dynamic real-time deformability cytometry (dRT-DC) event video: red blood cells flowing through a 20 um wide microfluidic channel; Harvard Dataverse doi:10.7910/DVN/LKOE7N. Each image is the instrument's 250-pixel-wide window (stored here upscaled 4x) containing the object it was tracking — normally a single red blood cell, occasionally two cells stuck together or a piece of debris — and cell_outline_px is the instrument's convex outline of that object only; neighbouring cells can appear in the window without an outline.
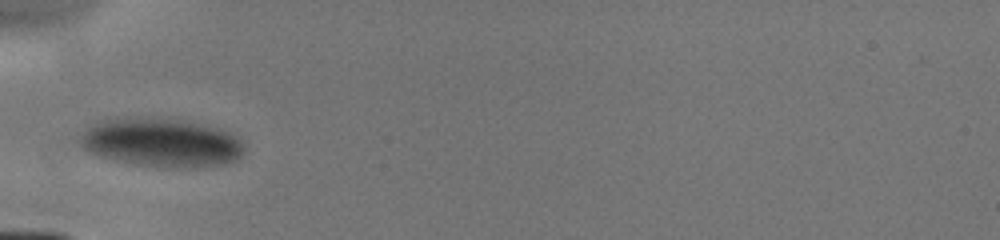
{"species": "human", "species_latin": "Homo sapiens", "temperature_condition": "cold", "stored_images_in_passage": 2, "camera_frame_rate_fps": 3000, "um_per_image_px": 0.085, "donor": {"sex": "male"}, "frame": {"image": 1, "passage_image": 1, "time_ms": 0.0, "image_size_px": [1000, 240], "cell_outline_px": [[244, 152], [240, 156], [232, 160], [220, 164], [188, 168], [136, 164], [100, 156], [88, 152], [80, 148], [80, 136], [88, 128], [100, 120], [192, 120], [220, 128], [236, 136], [244, 144]], "centroid_in_image_um": [13.76, 12.14], "position_along_channel_um": 71.2, "area_um2": 45.43}}